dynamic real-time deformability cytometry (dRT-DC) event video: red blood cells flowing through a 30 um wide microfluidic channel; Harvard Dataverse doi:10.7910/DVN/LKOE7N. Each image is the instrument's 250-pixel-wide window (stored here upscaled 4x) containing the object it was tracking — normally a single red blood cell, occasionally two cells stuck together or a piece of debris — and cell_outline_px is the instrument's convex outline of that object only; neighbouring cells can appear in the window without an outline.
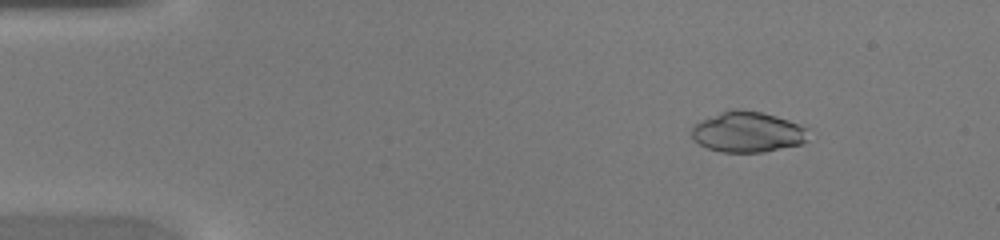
{"species": "common noctule bat (a hibernating species)", "species_latin": "Nyctalus noctula", "temperature_condition": "warm", "stored_images_in_passage": 45, "camera_frame_rate_fps": 3000, "um_per_image_px": 0.085, "animal": {"sex": "female", "body_mass_g": 20.0, "forearm_length_mm": 54.0}, "frame": {"image": 1, "passage_image": 6, "time_ms": 1.667, "image_size_px": [1000, 240], "cell_outline_px": [[808, 140], [800, 144], [764, 152], [720, 152], [708, 148], [700, 144], [692, 136], [692, 124], [720, 112], [732, 108], [736, 108], [760, 112], [776, 116], [788, 120], [808, 128]], "centroid_in_image_um": [63.55, 11.21], "position_along_channel_um": 21.5, "area_um2": 27.63}}
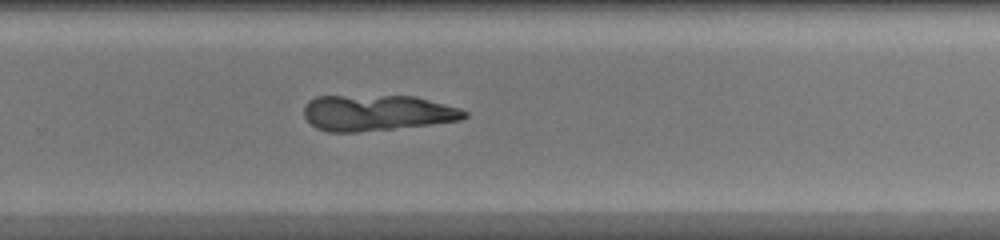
{"frame": {"image": 2, "passage_image": 30, "time_ms": 9.667, "image_size_px": [1000, 240], "cell_outline_px": [[468, 116], [460, 120], [428, 124], [356, 132], [328, 132], [316, 128], [304, 116], [304, 108], [308, 100], [316, 96], [416, 96], [460, 108], [468, 112]], "centroid_in_image_um": [32.02, 9.58], "position_along_channel_um": 297.8, "area_um2": 33.35}}
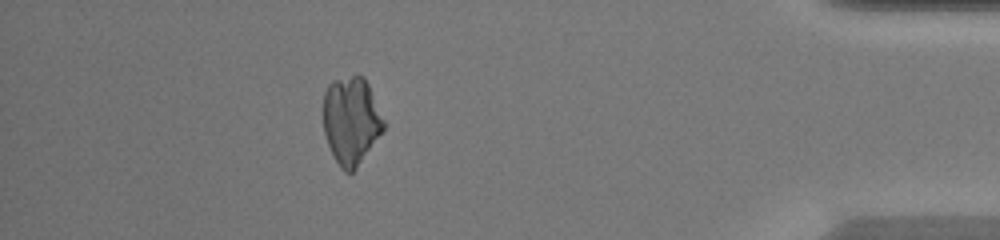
{"frame": {"image": 3, "passage_image": 40, "time_ms": 13.0, "image_size_px": [1000, 240], "cell_outline_px": [[384, 128], [356, 168], [352, 172], [344, 172], [340, 168], [328, 144], [324, 132], [324, 92], [328, 84], [332, 80], [352, 76], [364, 76], [368, 84], [384, 120]], "centroid_in_image_um": [29.83, 10.23], "position_along_channel_um": 405.4, "area_um2": 30.35}}